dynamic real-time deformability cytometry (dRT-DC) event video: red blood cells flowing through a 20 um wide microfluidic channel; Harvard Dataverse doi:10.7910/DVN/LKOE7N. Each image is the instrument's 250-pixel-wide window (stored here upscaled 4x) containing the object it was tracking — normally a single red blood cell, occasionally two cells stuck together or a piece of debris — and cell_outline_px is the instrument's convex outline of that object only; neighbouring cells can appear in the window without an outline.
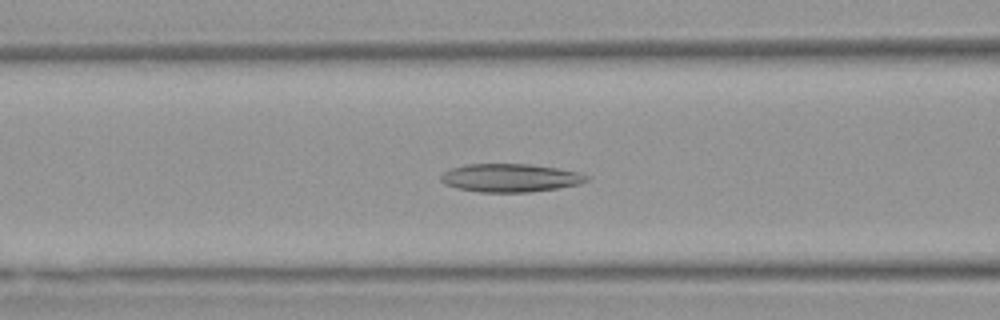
{"species": "Egyptian fruit bat (a non-hibernating species)", "species_latin": "Rousettus aegyptiacus", "temperature_condition": "warm", "stored_images_in_passage": 53, "camera_frame_rate_fps": 3000, "um_per_image_px": 0.085, "animal": {"sex": "female"}, "frame": {"image": 1, "passage_image": 21, "time_ms": 6.667, "image_size_px": [1000, 320], "cell_outline_px": [[588, 180], [580, 184], [556, 188], [528, 192], [480, 192], [456, 188], [444, 184], [440, 180], [440, 176], [444, 172], [452, 168], [468, 164], [532, 164], [580, 172], [588, 176]], "centroid_in_image_um": [43.36, 15.12], "position_along_channel_um": 123.2, "area_um2": 23.93}}
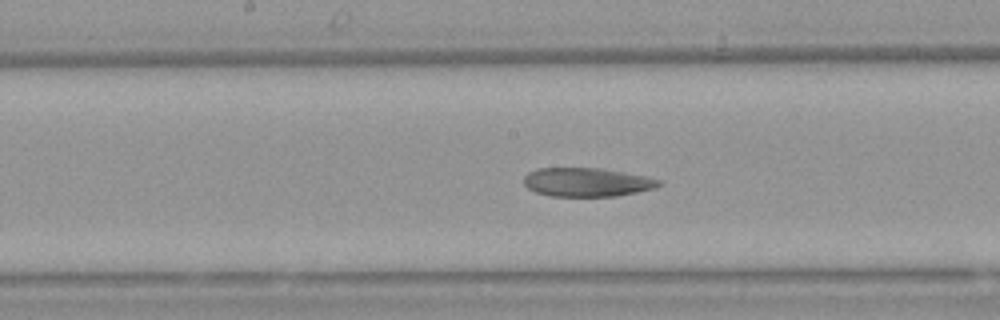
{"frame": {"image": 2, "passage_image": 27, "time_ms": 8.667, "image_size_px": [1000, 320], "cell_outline_px": [[660, 184], [656, 188], [616, 196], [548, 196], [536, 192], [528, 188], [524, 184], [524, 176], [528, 172], [536, 168], [600, 168], [624, 172], [644, 176], [660, 180]], "centroid_in_image_um": [49.85, 15.48], "position_along_channel_um": 198.4, "area_um2": 22.6}}
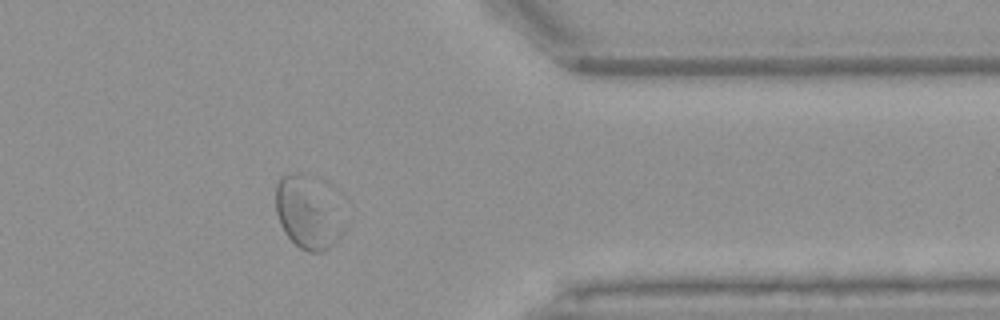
{"frame": {"image": 3, "passage_image": 43, "time_ms": 14.0, "image_size_px": [1000, 320], "cell_outline_px": [[348, 224], [340, 236], [328, 248], [320, 252], [308, 252], [300, 248], [284, 232], [280, 224], [276, 212], [276, 184], [280, 176], [288, 172], [292, 172], [304, 176]], "centroid_in_image_um": [26.06, 18.2], "position_along_channel_um": 385.3, "area_um2": 26.76}, "authors_computed_cell_mechanics": {"area_um2": 26.7614, "velocity_mm_per_s": 3.7896, "shape_relaxation_time_tau1_ms": null, "shape_relaxation_time_tau2_ms": 3.9593, "deformation_change_tau1": null, "deformation_change_tau2": 0.0963}}